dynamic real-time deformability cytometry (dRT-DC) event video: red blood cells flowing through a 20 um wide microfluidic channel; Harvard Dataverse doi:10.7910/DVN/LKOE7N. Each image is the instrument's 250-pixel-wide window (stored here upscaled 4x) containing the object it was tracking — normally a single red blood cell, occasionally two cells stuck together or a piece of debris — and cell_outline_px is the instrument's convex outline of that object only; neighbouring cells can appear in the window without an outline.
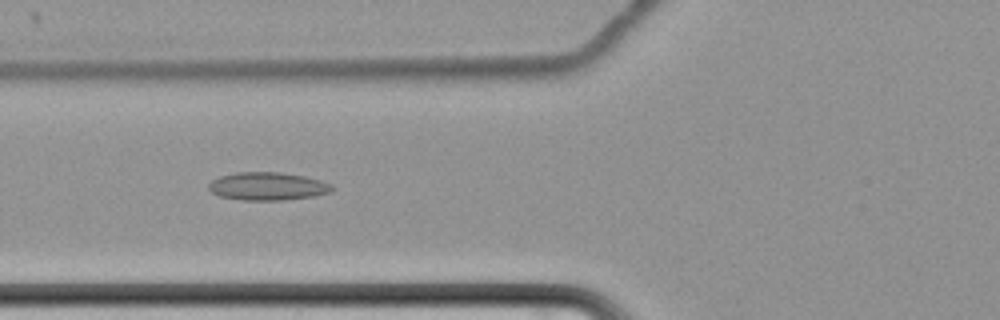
{"species": "common noctule bat (a hibernating species)", "species_latin": "Nyctalus noctula", "temperature_condition": "cold", "stored_images_in_passage": 51, "camera_frame_rate_fps": 3000, "um_per_image_px": 0.085, "animal": {"sex": "female", "body_mass_g": 22.7, "forearm_length_mm": 54.2}, "frame": {"image": 1, "passage_image": 15, "time_ms": 4.667, "image_size_px": [1000, 320], "cell_outline_px": [[336, 188], [332, 192], [316, 196], [284, 200], [240, 200], [220, 196], [212, 192], [208, 188], [208, 184], [212, 180], [220, 176], [236, 172], [280, 172], [304, 176], [320, 180], [332, 184]], "centroid_in_image_um": [22.79, 15.83], "position_along_channel_um": 103.0, "area_um2": 20.35}}
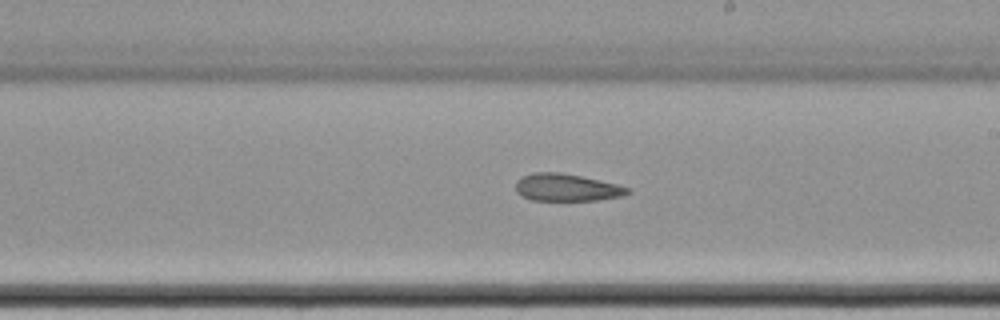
{"frame": {"image": 2, "passage_image": 27, "time_ms": 8.667, "image_size_px": [1000, 320], "cell_outline_px": [[632, 192], [624, 196], [596, 200], [532, 200], [520, 196], [516, 192], [516, 180], [520, 176], [532, 172], [560, 172], [580, 176], [616, 184], [632, 188]], "centroid_in_image_um": [48.15, 15.93], "position_along_channel_um": 240.9, "area_um2": 18.03}}
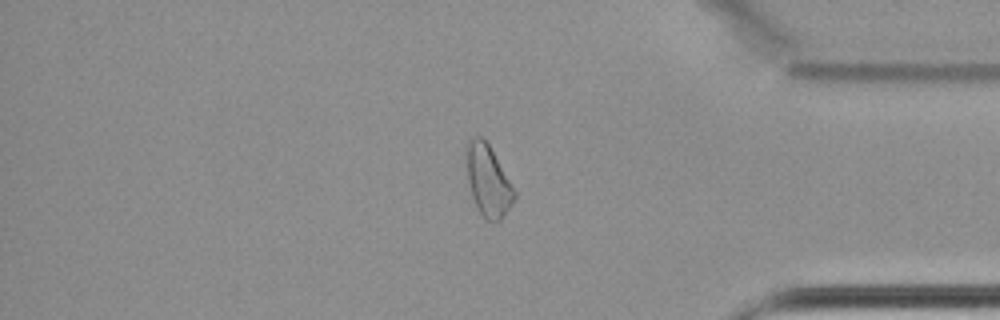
{"frame": {"image": 3, "passage_image": 42, "time_ms": 13.667, "image_size_px": [1000, 320], "cell_outline_px": [[516, 196], [500, 220], [488, 220], [476, 208], [472, 196], [468, 180], [468, 140], [476, 136], [480, 136], [488, 144], [512, 184], [516, 192]], "centroid_in_image_um": [41.5, 15.37], "position_along_channel_um": 393.7, "area_um2": 19.07}, "authors_computed_cell_mechanics": {"area_um2": 19.652, "velocity_mm_per_s": 3.4417, "shape_relaxation_time_tau1_ms": null, "shape_relaxation_time_tau2_ms": 3.527, "deformation_change_tau1": null, "deformation_change_tau2": 0.1222}}